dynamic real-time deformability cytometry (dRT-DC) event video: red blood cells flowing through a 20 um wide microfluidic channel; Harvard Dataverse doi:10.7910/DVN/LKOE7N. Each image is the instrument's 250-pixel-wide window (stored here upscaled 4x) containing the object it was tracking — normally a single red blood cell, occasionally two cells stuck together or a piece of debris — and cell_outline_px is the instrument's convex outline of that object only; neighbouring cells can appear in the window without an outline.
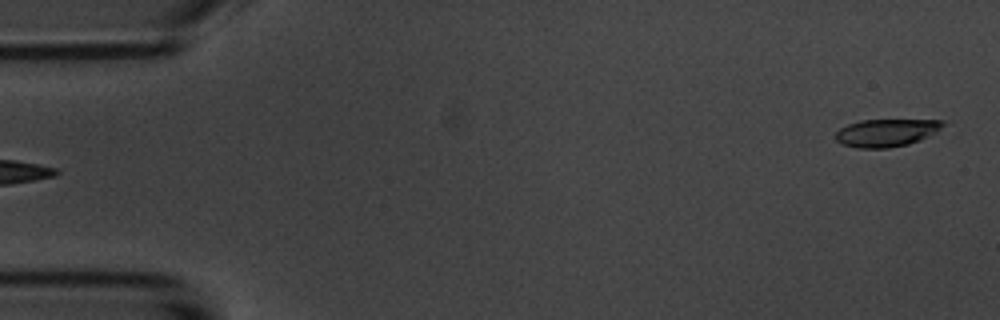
{"species": "common noctule bat (a hibernating species)", "species_latin": "Nyctalus noctula", "temperature_condition": "room temperature", "stored_images_in_passage": 4, "segment_of_instrument_passage": [2, 2], "camera_frame_rate_fps": 3000, "um_per_image_px": 0.085, "animal": {"sex": "male", "body_mass_g": 20.1, "forearm_length_mm": 53.5}, "frame": {"image": 1, "passage_image": 4, "time_ms": 3.333, "image_size_px": [1000, 320], "cell_outline_px": [[948, 124], [936, 132], [920, 140], [908, 144], [888, 148], [856, 148], [840, 144], [836, 140], [836, 132], [840, 128], [848, 124], [860, 120], [944, 120]], "centroid_in_image_um": [75.35, 11.28], "position_along_channel_um": 9.7, "area_um2": 17.46}}